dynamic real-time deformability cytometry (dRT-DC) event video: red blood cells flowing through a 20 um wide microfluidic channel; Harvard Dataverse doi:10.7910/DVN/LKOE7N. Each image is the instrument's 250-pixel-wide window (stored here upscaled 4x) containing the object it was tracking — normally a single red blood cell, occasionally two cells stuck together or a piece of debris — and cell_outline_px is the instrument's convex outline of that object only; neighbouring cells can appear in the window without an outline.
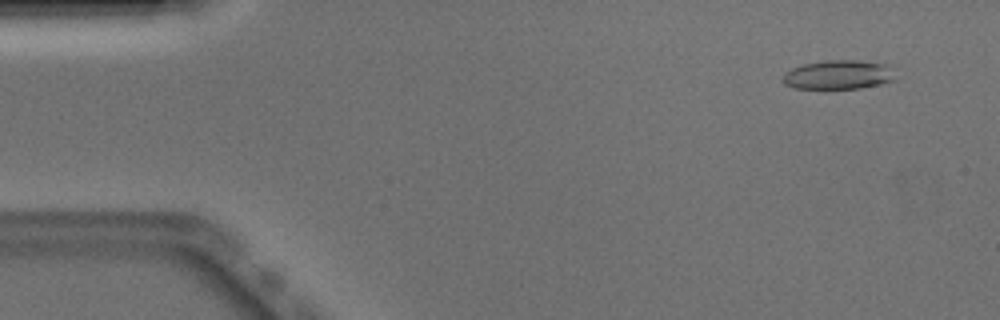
{"species": "Egyptian fruit bat (a non-hibernating species)", "species_latin": "Rousettus aegyptiacus", "temperature_condition": "warm", "stored_images_in_passage": 51, "camera_frame_rate_fps": 3000, "um_per_image_px": 0.085, "animal": {"sex": "male"}, "frame": {"image": 1, "passage_image": 4, "time_ms": 1.0, "image_size_px": [1000, 320], "cell_outline_px": [[896, 80], [880, 84], [860, 88], [828, 92], [792, 88], [784, 84], [784, 72], [792, 68], [804, 64], [828, 60], [860, 60], [884, 64]], "centroid_in_image_um": [71.17, 6.42], "position_along_channel_um": 13.8, "area_um2": 19.71}}
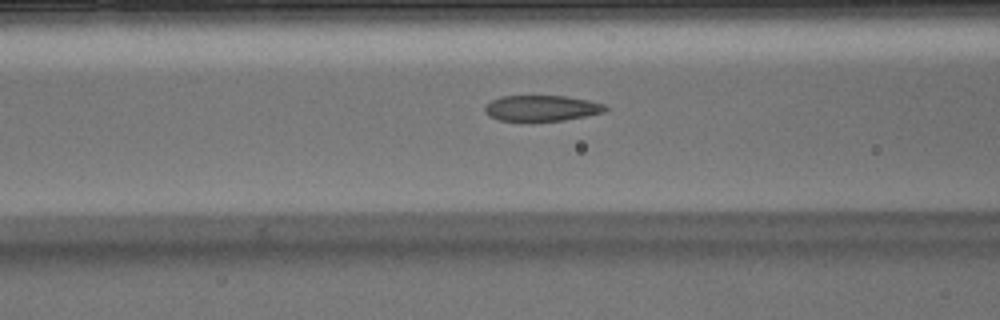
{"frame": {"image": 2, "passage_image": 20, "time_ms": 6.333, "image_size_px": [1000, 320], "cell_outline_px": [[608, 108], [604, 112], [564, 120], [500, 120], [488, 116], [484, 112], [484, 108], [492, 100], [500, 96], [564, 96], [588, 100], [604, 104]], "centroid_in_image_um": [46.03, 9.18], "position_along_channel_um": 120.6, "area_um2": 17.8}}
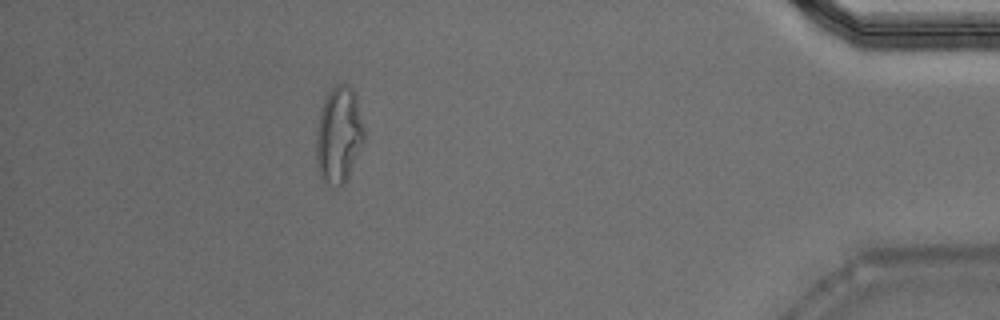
{"frame": {"image": 3, "passage_image": 46, "time_ms": 15.0, "image_size_px": [1000, 320], "cell_outline_px": [[364, 144], [348, 176], [340, 188], [324, 184], [316, 168], [316, 128], [320, 108], [328, 92], [336, 84], [348, 84], [352, 88], [356, 96], [364, 128]], "centroid_in_image_um": [28.78, 11.5], "position_along_channel_um": 406.4, "area_um2": 27.51}, "authors_computed_cell_mechanics": {"area_um2": 19.652, "velocity_mm_per_s": 3.9121, "shape_relaxation_time_tau1_ms": null, "shape_relaxation_time_tau2_ms": 1.3063, "deformation_change_tau1": null, "deformation_change_tau2": 0.0742}}